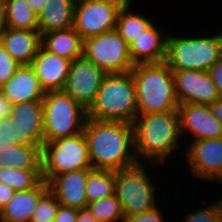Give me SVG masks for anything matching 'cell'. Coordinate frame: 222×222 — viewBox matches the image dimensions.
<instances>
[{
	"label": "cell",
	"mask_w": 222,
	"mask_h": 222,
	"mask_svg": "<svg viewBox=\"0 0 222 222\" xmlns=\"http://www.w3.org/2000/svg\"><path fill=\"white\" fill-rule=\"evenodd\" d=\"M76 222H99L88 207L77 209Z\"/></svg>",
	"instance_id": "obj_39"
},
{
	"label": "cell",
	"mask_w": 222,
	"mask_h": 222,
	"mask_svg": "<svg viewBox=\"0 0 222 222\" xmlns=\"http://www.w3.org/2000/svg\"><path fill=\"white\" fill-rule=\"evenodd\" d=\"M15 190L8 185L0 182V210L8 203L14 196Z\"/></svg>",
	"instance_id": "obj_37"
},
{
	"label": "cell",
	"mask_w": 222,
	"mask_h": 222,
	"mask_svg": "<svg viewBox=\"0 0 222 222\" xmlns=\"http://www.w3.org/2000/svg\"><path fill=\"white\" fill-rule=\"evenodd\" d=\"M42 171V146L0 144V169Z\"/></svg>",
	"instance_id": "obj_22"
},
{
	"label": "cell",
	"mask_w": 222,
	"mask_h": 222,
	"mask_svg": "<svg viewBox=\"0 0 222 222\" xmlns=\"http://www.w3.org/2000/svg\"><path fill=\"white\" fill-rule=\"evenodd\" d=\"M11 116L18 125L19 145L44 144L43 103L33 100L14 104Z\"/></svg>",
	"instance_id": "obj_15"
},
{
	"label": "cell",
	"mask_w": 222,
	"mask_h": 222,
	"mask_svg": "<svg viewBox=\"0 0 222 222\" xmlns=\"http://www.w3.org/2000/svg\"><path fill=\"white\" fill-rule=\"evenodd\" d=\"M33 11L39 15V13L43 10L48 0H26Z\"/></svg>",
	"instance_id": "obj_41"
},
{
	"label": "cell",
	"mask_w": 222,
	"mask_h": 222,
	"mask_svg": "<svg viewBox=\"0 0 222 222\" xmlns=\"http://www.w3.org/2000/svg\"><path fill=\"white\" fill-rule=\"evenodd\" d=\"M177 111L182 137L188 135L189 138H192V140L185 141L186 146L189 141L222 137V123L214 117L209 105L180 104Z\"/></svg>",
	"instance_id": "obj_13"
},
{
	"label": "cell",
	"mask_w": 222,
	"mask_h": 222,
	"mask_svg": "<svg viewBox=\"0 0 222 222\" xmlns=\"http://www.w3.org/2000/svg\"><path fill=\"white\" fill-rule=\"evenodd\" d=\"M130 6V4H124L119 11L116 23V30L128 45L154 23L149 17L139 14V11L132 12Z\"/></svg>",
	"instance_id": "obj_26"
},
{
	"label": "cell",
	"mask_w": 222,
	"mask_h": 222,
	"mask_svg": "<svg viewBox=\"0 0 222 222\" xmlns=\"http://www.w3.org/2000/svg\"><path fill=\"white\" fill-rule=\"evenodd\" d=\"M180 104L210 105L220 98L216 85L207 71L172 70Z\"/></svg>",
	"instance_id": "obj_14"
},
{
	"label": "cell",
	"mask_w": 222,
	"mask_h": 222,
	"mask_svg": "<svg viewBox=\"0 0 222 222\" xmlns=\"http://www.w3.org/2000/svg\"><path fill=\"white\" fill-rule=\"evenodd\" d=\"M83 133L92 169L116 171L139 163L133 124L87 118Z\"/></svg>",
	"instance_id": "obj_1"
},
{
	"label": "cell",
	"mask_w": 222,
	"mask_h": 222,
	"mask_svg": "<svg viewBox=\"0 0 222 222\" xmlns=\"http://www.w3.org/2000/svg\"><path fill=\"white\" fill-rule=\"evenodd\" d=\"M71 62L64 57L48 52L41 46L30 65L42 88L47 92L63 90Z\"/></svg>",
	"instance_id": "obj_17"
},
{
	"label": "cell",
	"mask_w": 222,
	"mask_h": 222,
	"mask_svg": "<svg viewBox=\"0 0 222 222\" xmlns=\"http://www.w3.org/2000/svg\"><path fill=\"white\" fill-rule=\"evenodd\" d=\"M42 181V171L15 170L10 167L0 169V182L8 185L15 191L32 190Z\"/></svg>",
	"instance_id": "obj_28"
},
{
	"label": "cell",
	"mask_w": 222,
	"mask_h": 222,
	"mask_svg": "<svg viewBox=\"0 0 222 222\" xmlns=\"http://www.w3.org/2000/svg\"><path fill=\"white\" fill-rule=\"evenodd\" d=\"M59 205L55 195L48 190L37 203L30 222H53Z\"/></svg>",
	"instance_id": "obj_30"
},
{
	"label": "cell",
	"mask_w": 222,
	"mask_h": 222,
	"mask_svg": "<svg viewBox=\"0 0 222 222\" xmlns=\"http://www.w3.org/2000/svg\"><path fill=\"white\" fill-rule=\"evenodd\" d=\"M82 55L107 74L131 72L130 46L116 29L83 40Z\"/></svg>",
	"instance_id": "obj_9"
},
{
	"label": "cell",
	"mask_w": 222,
	"mask_h": 222,
	"mask_svg": "<svg viewBox=\"0 0 222 222\" xmlns=\"http://www.w3.org/2000/svg\"><path fill=\"white\" fill-rule=\"evenodd\" d=\"M77 209L59 205L53 222H76Z\"/></svg>",
	"instance_id": "obj_36"
},
{
	"label": "cell",
	"mask_w": 222,
	"mask_h": 222,
	"mask_svg": "<svg viewBox=\"0 0 222 222\" xmlns=\"http://www.w3.org/2000/svg\"><path fill=\"white\" fill-rule=\"evenodd\" d=\"M0 43L19 65L31 64L41 47L39 30H23L5 27Z\"/></svg>",
	"instance_id": "obj_19"
},
{
	"label": "cell",
	"mask_w": 222,
	"mask_h": 222,
	"mask_svg": "<svg viewBox=\"0 0 222 222\" xmlns=\"http://www.w3.org/2000/svg\"><path fill=\"white\" fill-rule=\"evenodd\" d=\"M150 164L153 166L154 163L139 162L115 171L114 194L121 203L125 220L131 215L147 212L158 206L155 192L157 187L153 185L152 176L146 169Z\"/></svg>",
	"instance_id": "obj_7"
},
{
	"label": "cell",
	"mask_w": 222,
	"mask_h": 222,
	"mask_svg": "<svg viewBox=\"0 0 222 222\" xmlns=\"http://www.w3.org/2000/svg\"><path fill=\"white\" fill-rule=\"evenodd\" d=\"M82 169H92L83 132L43 144L42 177L47 183L55 176Z\"/></svg>",
	"instance_id": "obj_8"
},
{
	"label": "cell",
	"mask_w": 222,
	"mask_h": 222,
	"mask_svg": "<svg viewBox=\"0 0 222 222\" xmlns=\"http://www.w3.org/2000/svg\"><path fill=\"white\" fill-rule=\"evenodd\" d=\"M121 0H76L73 28L82 40L116 29Z\"/></svg>",
	"instance_id": "obj_10"
},
{
	"label": "cell",
	"mask_w": 222,
	"mask_h": 222,
	"mask_svg": "<svg viewBox=\"0 0 222 222\" xmlns=\"http://www.w3.org/2000/svg\"><path fill=\"white\" fill-rule=\"evenodd\" d=\"M124 4H130L132 5V0H121Z\"/></svg>",
	"instance_id": "obj_43"
},
{
	"label": "cell",
	"mask_w": 222,
	"mask_h": 222,
	"mask_svg": "<svg viewBox=\"0 0 222 222\" xmlns=\"http://www.w3.org/2000/svg\"><path fill=\"white\" fill-rule=\"evenodd\" d=\"M189 145L182 149L186 154L191 177L201 180H215L222 182V137L216 139H204L190 141Z\"/></svg>",
	"instance_id": "obj_12"
},
{
	"label": "cell",
	"mask_w": 222,
	"mask_h": 222,
	"mask_svg": "<svg viewBox=\"0 0 222 222\" xmlns=\"http://www.w3.org/2000/svg\"><path fill=\"white\" fill-rule=\"evenodd\" d=\"M4 26L12 29L38 30V15L26 0H0Z\"/></svg>",
	"instance_id": "obj_25"
},
{
	"label": "cell",
	"mask_w": 222,
	"mask_h": 222,
	"mask_svg": "<svg viewBox=\"0 0 222 222\" xmlns=\"http://www.w3.org/2000/svg\"><path fill=\"white\" fill-rule=\"evenodd\" d=\"M133 126L139 162L162 167L170 154L177 155L174 153L177 150L180 153L182 135L178 111L137 115Z\"/></svg>",
	"instance_id": "obj_2"
},
{
	"label": "cell",
	"mask_w": 222,
	"mask_h": 222,
	"mask_svg": "<svg viewBox=\"0 0 222 222\" xmlns=\"http://www.w3.org/2000/svg\"><path fill=\"white\" fill-rule=\"evenodd\" d=\"M42 103L44 143L83 132L87 109L63 90L47 91Z\"/></svg>",
	"instance_id": "obj_6"
},
{
	"label": "cell",
	"mask_w": 222,
	"mask_h": 222,
	"mask_svg": "<svg viewBox=\"0 0 222 222\" xmlns=\"http://www.w3.org/2000/svg\"><path fill=\"white\" fill-rule=\"evenodd\" d=\"M19 66L0 43V88L15 74Z\"/></svg>",
	"instance_id": "obj_33"
},
{
	"label": "cell",
	"mask_w": 222,
	"mask_h": 222,
	"mask_svg": "<svg viewBox=\"0 0 222 222\" xmlns=\"http://www.w3.org/2000/svg\"><path fill=\"white\" fill-rule=\"evenodd\" d=\"M138 115L136 87L131 72L107 74L87 118L133 124Z\"/></svg>",
	"instance_id": "obj_4"
},
{
	"label": "cell",
	"mask_w": 222,
	"mask_h": 222,
	"mask_svg": "<svg viewBox=\"0 0 222 222\" xmlns=\"http://www.w3.org/2000/svg\"><path fill=\"white\" fill-rule=\"evenodd\" d=\"M214 117L222 123V98L209 105Z\"/></svg>",
	"instance_id": "obj_40"
},
{
	"label": "cell",
	"mask_w": 222,
	"mask_h": 222,
	"mask_svg": "<svg viewBox=\"0 0 222 222\" xmlns=\"http://www.w3.org/2000/svg\"><path fill=\"white\" fill-rule=\"evenodd\" d=\"M163 207L156 206L154 209L129 216L125 222H166L164 221Z\"/></svg>",
	"instance_id": "obj_34"
},
{
	"label": "cell",
	"mask_w": 222,
	"mask_h": 222,
	"mask_svg": "<svg viewBox=\"0 0 222 222\" xmlns=\"http://www.w3.org/2000/svg\"><path fill=\"white\" fill-rule=\"evenodd\" d=\"M76 0H48L38 15V30L41 33L66 30L73 27Z\"/></svg>",
	"instance_id": "obj_23"
},
{
	"label": "cell",
	"mask_w": 222,
	"mask_h": 222,
	"mask_svg": "<svg viewBox=\"0 0 222 222\" xmlns=\"http://www.w3.org/2000/svg\"><path fill=\"white\" fill-rule=\"evenodd\" d=\"M99 222H125L121 203L115 194L87 205Z\"/></svg>",
	"instance_id": "obj_29"
},
{
	"label": "cell",
	"mask_w": 222,
	"mask_h": 222,
	"mask_svg": "<svg viewBox=\"0 0 222 222\" xmlns=\"http://www.w3.org/2000/svg\"><path fill=\"white\" fill-rule=\"evenodd\" d=\"M210 204L205 205L204 208L198 207L197 210L195 208V211L191 210L178 222H219L222 217V197Z\"/></svg>",
	"instance_id": "obj_31"
},
{
	"label": "cell",
	"mask_w": 222,
	"mask_h": 222,
	"mask_svg": "<svg viewBox=\"0 0 222 222\" xmlns=\"http://www.w3.org/2000/svg\"><path fill=\"white\" fill-rule=\"evenodd\" d=\"M115 171L93 169L87 178L86 198L88 204L114 194Z\"/></svg>",
	"instance_id": "obj_27"
},
{
	"label": "cell",
	"mask_w": 222,
	"mask_h": 222,
	"mask_svg": "<svg viewBox=\"0 0 222 222\" xmlns=\"http://www.w3.org/2000/svg\"><path fill=\"white\" fill-rule=\"evenodd\" d=\"M11 115L0 119V144L19 145L18 125Z\"/></svg>",
	"instance_id": "obj_32"
},
{
	"label": "cell",
	"mask_w": 222,
	"mask_h": 222,
	"mask_svg": "<svg viewBox=\"0 0 222 222\" xmlns=\"http://www.w3.org/2000/svg\"><path fill=\"white\" fill-rule=\"evenodd\" d=\"M49 190V184L42 181L29 191H16L14 196L0 210L1 222H30L40 198Z\"/></svg>",
	"instance_id": "obj_21"
},
{
	"label": "cell",
	"mask_w": 222,
	"mask_h": 222,
	"mask_svg": "<svg viewBox=\"0 0 222 222\" xmlns=\"http://www.w3.org/2000/svg\"><path fill=\"white\" fill-rule=\"evenodd\" d=\"M41 46L52 54L74 61L82 56L83 40L72 27L53 30L41 35Z\"/></svg>",
	"instance_id": "obj_24"
},
{
	"label": "cell",
	"mask_w": 222,
	"mask_h": 222,
	"mask_svg": "<svg viewBox=\"0 0 222 222\" xmlns=\"http://www.w3.org/2000/svg\"><path fill=\"white\" fill-rule=\"evenodd\" d=\"M0 90L13 105L33 100H42L46 93L30 64L20 65L15 74Z\"/></svg>",
	"instance_id": "obj_20"
},
{
	"label": "cell",
	"mask_w": 222,
	"mask_h": 222,
	"mask_svg": "<svg viewBox=\"0 0 222 222\" xmlns=\"http://www.w3.org/2000/svg\"><path fill=\"white\" fill-rule=\"evenodd\" d=\"M93 169L75 170L55 176L48 184L59 204L65 207L81 209L88 205L86 184Z\"/></svg>",
	"instance_id": "obj_16"
},
{
	"label": "cell",
	"mask_w": 222,
	"mask_h": 222,
	"mask_svg": "<svg viewBox=\"0 0 222 222\" xmlns=\"http://www.w3.org/2000/svg\"><path fill=\"white\" fill-rule=\"evenodd\" d=\"M12 102L0 90V119L11 115Z\"/></svg>",
	"instance_id": "obj_38"
},
{
	"label": "cell",
	"mask_w": 222,
	"mask_h": 222,
	"mask_svg": "<svg viewBox=\"0 0 222 222\" xmlns=\"http://www.w3.org/2000/svg\"><path fill=\"white\" fill-rule=\"evenodd\" d=\"M4 28H5V26H4L3 9H2L1 2H0V36L2 35Z\"/></svg>",
	"instance_id": "obj_42"
},
{
	"label": "cell",
	"mask_w": 222,
	"mask_h": 222,
	"mask_svg": "<svg viewBox=\"0 0 222 222\" xmlns=\"http://www.w3.org/2000/svg\"><path fill=\"white\" fill-rule=\"evenodd\" d=\"M107 73L83 55L71 62L63 91L88 109Z\"/></svg>",
	"instance_id": "obj_11"
},
{
	"label": "cell",
	"mask_w": 222,
	"mask_h": 222,
	"mask_svg": "<svg viewBox=\"0 0 222 222\" xmlns=\"http://www.w3.org/2000/svg\"><path fill=\"white\" fill-rule=\"evenodd\" d=\"M220 31L219 34L204 37H177L169 34L165 62L171 70L208 71L222 57V30Z\"/></svg>",
	"instance_id": "obj_5"
},
{
	"label": "cell",
	"mask_w": 222,
	"mask_h": 222,
	"mask_svg": "<svg viewBox=\"0 0 222 222\" xmlns=\"http://www.w3.org/2000/svg\"><path fill=\"white\" fill-rule=\"evenodd\" d=\"M158 29V26L153 23L129 45L131 60L134 65L165 62L169 33Z\"/></svg>",
	"instance_id": "obj_18"
},
{
	"label": "cell",
	"mask_w": 222,
	"mask_h": 222,
	"mask_svg": "<svg viewBox=\"0 0 222 222\" xmlns=\"http://www.w3.org/2000/svg\"><path fill=\"white\" fill-rule=\"evenodd\" d=\"M131 73L136 87L138 115L177 111L180 102L173 71L166 62L135 64Z\"/></svg>",
	"instance_id": "obj_3"
},
{
	"label": "cell",
	"mask_w": 222,
	"mask_h": 222,
	"mask_svg": "<svg viewBox=\"0 0 222 222\" xmlns=\"http://www.w3.org/2000/svg\"><path fill=\"white\" fill-rule=\"evenodd\" d=\"M207 72L216 85L220 98H222V57L215 62Z\"/></svg>",
	"instance_id": "obj_35"
}]
</instances>
